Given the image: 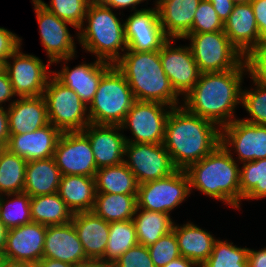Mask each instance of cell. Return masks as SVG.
<instances>
[{
    "label": "cell",
    "mask_w": 266,
    "mask_h": 267,
    "mask_svg": "<svg viewBox=\"0 0 266 267\" xmlns=\"http://www.w3.org/2000/svg\"><path fill=\"white\" fill-rule=\"evenodd\" d=\"M246 74H249L247 60L236 69L201 73L199 81L181 100V105L221 129L236 119L234 113L236 107L241 105V87Z\"/></svg>",
    "instance_id": "1"
},
{
    "label": "cell",
    "mask_w": 266,
    "mask_h": 267,
    "mask_svg": "<svg viewBox=\"0 0 266 267\" xmlns=\"http://www.w3.org/2000/svg\"><path fill=\"white\" fill-rule=\"evenodd\" d=\"M221 143V129L213 122L187 111L172 108L165 125L164 147L177 169L185 170Z\"/></svg>",
    "instance_id": "2"
},
{
    "label": "cell",
    "mask_w": 266,
    "mask_h": 267,
    "mask_svg": "<svg viewBox=\"0 0 266 267\" xmlns=\"http://www.w3.org/2000/svg\"><path fill=\"white\" fill-rule=\"evenodd\" d=\"M233 152L221 143L206 157L185 169L189 178L190 192L197 189L206 196L223 201L226 206L241 209L240 167Z\"/></svg>",
    "instance_id": "3"
},
{
    "label": "cell",
    "mask_w": 266,
    "mask_h": 267,
    "mask_svg": "<svg viewBox=\"0 0 266 267\" xmlns=\"http://www.w3.org/2000/svg\"><path fill=\"white\" fill-rule=\"evenodd\" d=\"M114 65L124 75L135 100L181 106L180 96L162 68L159 51L126 50Z\"/></svg>",
    "instance_id": "4"
},
{
    "label": "cell",
    "mask_w": 266,
    "mask_h": 267,
    "mask_svg": "<svg viewBox=\"0 0 266 267\" xmlns=\"http://www.w3.org/2000/svg\"><path fill=\"white\" fill-rule=\"evenodd\" d=\"M120 20L112 8L92 0L82 26L75 33L76 39L95 59L114 65L127 50L124 20Z\"/></svg>",
    "instance_id": "5"
},
{
    "label": "cell",
    "mask_w": 266,
    "mask_h": 267,
    "mask_svg": "<svg viewBox=\"0 0 266 267\" xmlns=\"http://www.w3.org/2000/svg\"><path fill=\"white\" fill-rule=\"evenodd\" d=\"M135 99L124 75L113 65L101 78L88 106L90 123L120 126Z\"/></svg>",
    "instance_id": "6"
},
{
    "label": "cell",
    "mask_w": 266,
    "mask_h": 267,
    "mask_svg": "<svg viewBox=\"0 0 266 267\" xmlns=\"http://www.w3.org/2000/svg\"><path fill=\"white\" fill-rule=\"evenodd\" d=\"M190 50L201 73L224 72L239 67L246 58L224 31L187 34Z\"/></svg>",
    "instance_id": "7"
},
{
    "label": "cell",
    "mask_w": 266,
    "mask_h": 267,
    "mask_svg": "<svg viewBox=\"0 0 266 267\" xmlns=\"http://www.w3.org/2000/svg\"><path fill=\"white\" fill-rule=\"evenodd\" d=\"M43 96L49 122L61 132L83 131L90 124L88 106L69 87L50 76Z\"/></svg>",
    "instance_id": "8"
},
{
    "label": "cell",
    "mask_w": 266,
    "mask_h": 267,
    "mask_svg": "<svg viewBox=\"0 0 266 267\" xmlns=\"http://www.w3.org/2000/svg\"><path fill=\"white\" fill-rule=\"evenodd\" d=\"M190 194L185 170L177 169L167 177L139 184L137 207L170 215Z\"/></svg>",
    "instance_id": "9"
},
{
    "label": "cell",
    "mask_w": 266,
    "mask_h": 267,
    "mask_svg": "<svg viewBox=\"0 0 266 267\" xmlns=\"http://www.w3.org/2000/svg\"><path fill=\"white\" fill-rule=\"evenodd\" d=\"M173 107L159 103L135 100L128 111L121 129L131 130L132 138L125 136L126 142H164L166 120Z\"/></svg>",
    "instance_id": "10"
},
{
    "label": "cell",
    "mask_w": 266,
    "mask_h": 267,
    "mask_svg": "<svg viewBox=\"0 0 266 267\" xmlns=\"http://www.w3.org/2000/svg\"><path fill=\"white\" fill-rule=\"evenodd\" d=\"M21 49L20 46L5 62L13 92L18 98L42 96L52 75V70H48L52 63L44 64L40 58L25 54Z\"/></svg>",
    "instance_id": "11"
},
{
    "label": "cell",
    "mask_w": 266,
    "mask_h": 267,
    "mask_svg": "<svg viewBox=\"0 0 266 267\" xmlns=\"http://www.w3.org/2000/svg\"><path fill=\"white\" fill-rule=\"evenodd\" d=\"M124 163L135 175L138 184L167 177L177 170L163 143L126 142Z\"/></svg>",
    "instance_id": "12"
},
{
    "label": "cell",
    "mask_w": 266,
    "mask_h": 267,
    "mask_svg": "<svg viewBox=\"0 0 266 267\" xmlns=\"http://www.w3.org/2000/svg\"><path fill=\"white\" fill-rule=\"evenodd\" d=\"M53 158L63 175L95 177L97 166L89 138L82 131L62 132Z\"/></svg>",
    "instance_id": "13"
},
{
    "label": "cell",
    "mask_w": 266,
    "mask_h": 267,
    "mask_svg": "<svg viewBox=\"0 0 266 267\" xmlns=\"http://www.w3.org/2000/svg\"><path fill=\"white\" fill-rule=\"evenodd\" d=\"M221 145L236 152L239 164L266 158V125L235 119L221 128ZM238 158V160H237Z\"/></svg>",
    "instance_id": "14"
},
{
    "label": "cell",
    "mask_w": 266,
    "mask_h": 267,
    "mask_svg": "<svg viewBox=\"0 0 266 267\" xmlns=\"http://www.w3.org/2000/svg\"><path fill=\"white\" fill-rule=\"evenodd\" d=\"M34 12L39 25L41 44L47 52L48 62L76 57V43L68 30L71 23L61 20L47 10L38 0H32Z\"/></svg>",
    "instance_id": "15"
},
{
    "label": "cell",
    "mask_w": 266,
    "mask_h": 267,
    "mask_svg": "<svg viewBox=\"0 0 266 267\" xmlns=\"http://www.w3.org/2000/svg\"><path fill=\"white\" fill-rule=\"evenodd\" d=\"M169 38L159 51L162 68L175 92L184 98L199 81L201 72L189 46H173Z\"/></svg>",
    "instance_id": "16"
},
{
    "label": "cell",
    "mask_w": 266,
    "mask_h": 267,
    "mask_svg": "<svg viewBox=\"0 0 266 267\" xmlns=\"http://www.w3.org/2000/svg\"><path fill=\"white\" fill-rule=\"evenodd\" d=\"M155 8H141L134 11L124 21L127 50L131 51H160L169 39L161 27L158 10Z\"/></svg>",
    "instance_id": "17"
},
{
    "label": "cell",
    "mask_w": 266,
    "mask_h": 267,
    "mask_svg": "<svg viewBox=\"0 0 266 267\" xmlns=\"http://www.w3.org/2000/svg\"><path fill=\"white\" fill-rule=\"evenodd\" d=\"M74 57L59 59L52 64L63 62L62 69L52 71V75L63 85L72 89L80 99L89 106L98 89L102 76L113 66L111 63L94 59V62H83L73 68L67 62ZM65 63V64H64Z\"/></svg>",
    "instance_id": "18"
},
{
    "label": "cell",
    "mask_w": 266,
    "mask_h": 267,
    "mask_svg": "<svg viewBox=\"0 0 266 267\" xmlns=\"http://www.w3.org/2000/svg\"><path fill=\"white\" fill-rule=\"evenodd\" d=\"M46 232L47 226L35 222L9 229L4 259L35 264L43 257Z\"/></svg>",
    "instance_id": "19"
},
{
    "label": "cell",
    "mask_w": 266,
    "mask_h": 267,
    "mask_svg": "<svg viewBox=\"0 0 266 267\" xmlns=\"http://www.w3.org/2000/svg\"><path fill=\"white\" fill-rule=\"evenodd\" d=\"M82 132L90 140L97 169L124 162L126 138L121 126L90 123Z\"/></svg>",
    "instance_id": "20"
},
{
    "label": "cell",
    "mask_w": 266,
    "mask_h": 267,
    "mask_svg": "<svg viewBox=\"0 0 266 267\" xmlns=\"http://www.w3.org/2000/svg\"><path fill=\"white\" fill-rule=\"evenodd\" d=\"M223 31L245 58L263 41L260 38L250 2L235 4L232 13L224 23Z\"/></svg>",
    "instance_id": "21"
},
{
    "label": "cell",
    "mask_w": 266,
    "mask_h": 267,
    "mask_svg": "<svg viewBox=\"0 0 266 267\" xmlns=\"http://www.w3.org/2000/svg\"><path fill=\"white\" fill-rule=\"evenodd\" d=\"M62 132L51 123L24 134L10 135L6 148L27 162L53 157Z\"/></svg>",
    "instance_id": "22"
},
{
    "label": "cell",
    "mask_w": 266,
    "mask_h": 267,
    "mask_svg": "<svg viewBox=\"0 0 266 267\" xmlns=\"http://www.w3.org/2000/svg\"><path fill=\"white\" fill-rule=\"evenodd\" d=\"M75 265L88 259L73 223L47 226L43 257Z\"/></svg>",
    "instance_id": "23"
},
{
    "label": "cell",
    "mask_w": 266,
    "mask_h": 267,
    "mask_svg": "<svg viewBox=\"0 0 266 267\" xmlns=\"http://www.w3.org/2000/svg\"><path fill=\"white\" fill-rule=\"evenodd\" d=\"M201 0H155L158 17L165 35L183 39L192 29Z\"/></svg>",
    "instance_id": "24"
},
{
    "label": "cell",
    "mask_w": 266,
    "mask_h": 267,
    "mask_svg": "<svg viewBox=\"0 0 266 267\" xmlns=\"http://www.w3.org/2000/svg\"><path fill=\"white\" fill-rule=\"evenodd\" d=\"M10 135L36 131L49 122L44 96L19 97L7 108Z\"/></svg>",
    "instance_id": "25"
},
{
    "label": "cell",
    "mask_w": 266,
    "mask_h": 267,
    "mask_svg": "<svg viewBox=\"0 0 266 267\" xmlns=\"http://www.w3.org/2000/svg\"><path fill=\"white\" fill-rule=\"evenodd\" d=\"M71 222L86 257L102 259L109 239V223L92 211L74 213Z\"/></svg>",
    "instance_id": "26"
},
{
    "label": "cell",
    "mask_w": 266,
    "mask_h": 267,
    "mask_svg": "<svg viewBox=\"0 0 266 267\" xmlns=\"http://www.w3.org/2000/svg\"><path fill=\"white\" fill-rule=\"evenodd\" d=\"M173 230L181 256L194 261L200 267L212 253L217 238L189 221L180 226L174 222Z\"/></svg>",
    "instance_id": "27"
},
{
    "label": "cell",
    "mask_w": 266,
    "mask_h": 267,
    "mask_svg": "<svg viewBox=\"0 0 266 267\" xmlns=\"http://www.w3.org/2000/svg\"><path fill=\"white\" fill-rule=\"evenodd\" d=\"M61 177L53 157L28 161L23 192L31 197L57 193Z\"/></svg>",
    "instance_id": "28"
},
{
    "label": "cell",
    "mask_w": 266,
    "mask_h": 267,
    "mask_svg": "<svg viewBox=\"0 0 266 267\" xmlns=\"http://www.w3.org/2000/svg\"><path fill=\"white\" fill-rule=\"evenodd\" d=\"M57 193L73 214L91 212L96 197L95 177L63 175Z\"/></svg>",
    "instance_id": "29"
},
{
    "label": "cell",
    "mask_w": 266,
    "mask_h": 267,
    "mask_svg": "<svg viewBox=\"0 0 266 267\" xmlns=\"http://www.w3.org/2000/svg\"><path fill=\"white\" fill-rule=\"evenodd\" d=\"M137 195L96 193L92 212L108 223L131 220L137 208Z\"/></svg>",
    "instance_id": "30"
},
{
    "label": "cell",
    "mask_w": 266,
    "mask_h": 267,
    "mask_svg": "<svg viewBox=\"0 0 266 267\" xmlns=\"http://www.w3.org/2000/svg\"><path fill=\"white\" fill-rule=\"evenodd\" d=\"M30 206L32 222L54 226L72 221L73 213L58 193L31 197Z\"/></svg>",
    "instance_id": "31"
},
{
    "label": "cell",
    "mask_w": 266,
    "mask_h": 267,
    "mask_svg": "<svg viewBox=\"0 0 266 267\" xmlns=\"http://www.w3.org/2000/svg\"><path fill=\"white\" fill-rule=\"evenodd\" d=\"M96 193L138 194V182L127 165L102 167L95 175Z\"/></svg>",
    "instance_id": "32"
},
{
    "label": "cell",
    "mask_w": 266,
    "mask_h": 267,
    "mask_svg": "<svg viewBox=\"0 0 266 267\" xmlns=\"http://www.w3.org/2000/svg\"><path fill=\"white\" fill-rule=\"evenodd\" d=\"M138 244L149 247L159 238L173 230L174 221L170 215L136 208L132 218Z\"/></svg>",
    "instance_id": "33"
},
{
    "label": "cell",
    "mask_w": 266,
    "mask_h": 267,
    "mask_svg": "<svg viewBox=\"0 0 266 267\" xmlns=\"http://www.w3.org/2000/svg\"><path fill=\"white\" fill-rule=\"evenodd\" d=\"M240 166L241 200L266 198V158L242 163Z\"/></svg>",
    "instance_id": "34"
},
{
    "label": "cell",
    "mask_w": 266,
    "mask_h": 267,
    "mask_svg": "<svg viewBox=\"0 0 266 267\" xmlns=\"http://www.w3.org/2000/svg\"><path fill=\"white\" fill-rule=\"evenodd\" d=\"M137 244V233L132 219L109 223V239L102 260L111 266L122 254Z\"/></svg>",
    "instance_id": "35"
},
{
    "label": "cell",
    "mask_w": 266,
    "mask_h": 267,
    "mask_svg": "<svg viewBox=\"0 0 266 267\" xmlns=\"http://www.w3.org/2000/svg\"><path fill=\"white\" fill-rule=\"evenodd\" d=\"M27 161L7 148L0 154V195L22 193Z\"/></svg>",
    "instance_id": "36"
},
{
    "label": "cell",
    "mask_w": 266,
    "mask_h": 267,
    "mask_svg": "<svg viewBox=\"0 0 266 267\" xmlns=\"http://www.w3.org/2000/svg\"><path fill=\"white\" fill-rule=\"evenodd\" d=\"M30 200L24 192L0 195V219L8 230L32 222Z\"/></svg>",
    "instance_id": "37"
},
{
    "label": "cell",
    "mask_w": 266,
    "mask_h": 267,
    "mask_svg": "<svg viewBox=\"0 0 266 267\" xmlns=\"http://www.w3.org/2000/svg\"><path fill=\"white\" fill-rule=\"evenodd\" d=\"M247 247H237L233 242L217 239L212 253L200 267H248Z\"/></svg>",
    "instance_id": "38"
},
{
    "label": "cell",
    "mask_w": 266,
    "mask_h": 267,
    "mask_svg": "<svg viewBox=\"0 0 266 267\" xmlns=\"http://www.w3.org/2000/svg\"><path fill=\"white\" fill-rule=\"evenodd\" d=\"M248 77L252 79L254 88L242 89L241 105L249 113L250 118H242V120L252 124L266 125V85L258 82L249 74Z\"/></svg>",
    "instance_id": "39"
},
{
    "label": "cell",
    "mask_w": 266,
    "mask_h": 267,
    "mask_svg": "<svg viewBox=\"0 0 266 267\" xmlns=\"http://www.w3.org/2000/svg\"><path fill=\"white\" fill-rule=\"evenodd\" d=\"M38 1L58 18L71 23L78 30L84 22L87 8L92 0H51L50 5L43 0Z\"/></svg>",
    "instance_id": "40"
},
{
    "label": "cell",
    "mask_w": 266,
    "mask_h": 267,
    "mask_svg": "<svg viewBox=\"0 0 266 267\" xmlns=\"http://www.w3.org/2000/svg\"><path fill=\"white\" fill-rule=\"evenodd\" d=\"M148 250L155 267H164L181 256L174 230L159 238Z\"/></svg>",
    "instance_id": "41"
},
{
    "label": "cell",
    "mask_w": 266,
    "mask_h": 267,
    "mask_svg": "<svg viewBox=\"0 0 266 267\" xmlns=\"http://www.w3.org/2000/svg\"><path fill=\"white\" fill-rule=\"evenodd\" d=\"M224 30L221 21L213 5L208 0H201L196 10L192 29L188 34L209 33Z\"/></svg>",
    "instance_id": "42"
},
{
    "label": "cell",
    "mask_w": 266,
    "mask_h": 267,
    "mask_svg": "<svg viewBox=\"0 0 266 267\" xmlns=\"http://www.w3.org/2000/svg\"><path fill=\"white\" fill-rule=\"evenodd\" d=\"M111 267H155L148 247L137 244L122 254Z\"/></svg>",
    "instance_id": "43"
},
{
    "label": "cell",
    "mask_w": 266,
    "mask_h": 267,
    "mask_svg": "<svg viewBox=\"0 0 266 267\" xmlns=\"http://www.w3.org/2000/svg\"><path fill=\"white\" fill-rule=\"evenodd\" d=\"M246 60L249 66V75L266 85V40H263Z\"/></svg>",
    "instance_id": "44"
},
{
    "label": "cell",
    "mask_w": 266,
    "mask_h": 267,
    "mask_svg": "<svg viewBox=\"0 0 266 267\" xmlns=\"http://www.w3.org/2000/svg\"><path fill=\"white\" fill-rule=\"evenodd\" d=\"M22 46V38L17 34L0 27V59L4 62Z\"/></svg>",
    "instance_id": "45"
},
{
    "label": "cell",
    "mask_w": 266,
    "mask_h": 267,
    "mask_svg": "<svg viewBox=\"0 0 266 267\" xmlns=\"http://www.w3.org/2000/svg\"><path fill=\"white\" fill-rule=\"evenodd\" d=\"M260 38L266 40V0H251Z\"/></svg>",
    "instance_id": "46"
},
{
    "label": "cell",
    "mask_w": 266,
    "mask_h": 267,
    "mask_svg": "<svg viewBox=\"0 0 266 267\" xmlns=\"http://www.w3.org/2000/svg\"><path fill=\"white\" fill-rule=\"evenodd\" d=\"M15 94L12 89V84L10 82L8 73L6 70L0 72V106H2L3 103L5 104L7 101L9 102L8 107L15 101L11 98H15ZM12 102H11V101Z\"/></svg>",
    "instance_id": "47"
},
{
    "label": "cell",
    "mask_w": 266,
    "mask_h": 267,
    "mask_svg": "<svg viewBox=\"0 0 266 267\" xmlns=\"http://www.w3.org/2000/svg\"><path fill=\"white\" fill-rule=\"evenodd\" d=\"M212 5L217 15L223 23L228 19L232 13L235 3L231 0H208Z\"/></svg>",
    "instance_id": "48"
},
{
    "label": "cell",
    "mask_w": 266,
    "mask_h": 267,
    "mask_svg": "<svg viewBox=\"0 0 266 267\" xmlns=\"http://www.w3.org/2000/svg\"><path fill=\"white\" fill-rule=\"evenodd\" d=\"M101 4L110 7L112 9H127L130 7L131 12L138 11L141 9H137V5L141 4L142 2L149 0H97Z\"/></svg>",
    "instance_id": "49"
},
{
    "label": "cell",
    "mask_w": 266,
    "mask_h": 267,
    "mask_svg": "<svg viewBox=\"0 0 266 267\" xmlns=\"http://www.w3.org/2000/svg\"><path fill=\"white\" fill-rule=\"evenodd\" d=\"M248 267H266V247L260 250L248 249Z\"/></svg>",
    "instance_id": "50"
},
{
    "label": "cell",
    "mask_w": 266,
    "mask_h": 267,
    "mask_svg": "<svg viewBox=\"0 0 266 267\" xmlns=\"http://www.w3.org/2000/svg\"><path fill=\"white\" fill-rule=\"evenodd\" d=\"M10 137L7 106H0V140L7 145Z\"/></svg>",
    "instance_id": "51"
},
{
    "label": "cell",
    "mask_w": 266,
    "mask_h": 267,
    "mask_svg": "<svg viewBox=\"0 0 266 267\" xmlns=\"http://www.w3.org/2000/svg\"><path fill=\"white\" fill-rule=\"evenodd\" d=\"M35 267H73V265L51 258H42L34 264Z\"/></svg>",
    "instance_id": "52"
},
{
    "label": "cell",
    "mask_w": 266,
    "mask_h": 267,
    "mask_svg": "<svg viewBox=\"0 0 266 267\" xmlns=\"http://www.w3.org/2000/svg\"><path fill=\"white\" fill-rule=\"evenodd\" d=\"M164 267H199V266L194 261L185 258L183 256H180L170 261Z\"/></svg>",
    "instance_id": "53"
},
{
    "label": "cell",
    "mask_w": 266,
    "mask_h": 267,
    "mask_svg": "<svg viewBox=\"0 0 266 267\" xmlns=\"http://www.w3.org/2000/svg\"><path fill=\"white\" fill-rule=\"evenodd\" d=\"M73 267H111V266L108 263H105L102 259L88 258L73 265Z\"/></svg>",
    "instance_id": "54"
},
{
    "label": "cell",
    "mask_w": 266,
    "mask_h": 267,
    "mask_svg": "<svg viewBox=\"0 0 266 267\" xmlns=\"http://www.w3.org/2000/svg\"><path fill=\"white\" fill-rule=\"evenodd\" d=\"M8 229L0 219V254H3L6 245V234Z\"/></svg>",
    "instance_id": "55"
},
{
    "label": "cell",
    "mask_w": 266,
    "mask_h": 267,
    "mask_svg": "<svg viewBox=\"0 0 266 267\" xmlns=\"http://www.w3.org/2000/svg\"><path fill=\"white\" fill-rule=\"evenodd\" d=\"M1 267H35L32 263L18 262L4 259Z\"/></svg>",
    "instance_id": "56"
},
{
    "label": "cell",
    "mask_w": 266,
    "mask_h": 267,
    "mask_svg": "<svg viewBox=\"0 0 266 267\" xmlns=\"http://www.w3.org/2000/svg\"><path fill=\"white\" fill-rule=\"evenodd\" d=\"M235 4L249 3L251 0H231Z\"/></svg>",
    "instance_id": "57"
},
{
    "label": "cell",
    "mask_w": 266,
    "mask_h": 267,
    "mask_svg": "<svg viewBox=\"0 0 266 267\" xmlns=\"http://www.w3.org/2000/svg\"><path fill=\"white\" fill-rule=\"evenodd\" d=\"M4 70H5V62L2 59H0V72Z\"/></svg>",
    "instance_id": "58"
},
{
    "label": "cell",
    "mask_w": 266,
    "mask_h": 267,
    "mask_svg": "<svg viewBox=\"0 0 266 267\" xmlns=\"http://www.w3.org/2000/svg\"><path fill=\"white\" fill-rule=\"evenodd\" d=\"M6 149V145L0 140V154Z\"/></svg>",
    "instance_id": "59"
},
{
    "label": "cell",
    "mask_w": 266,
    "mask_h": 267,
    "mask_svg": "<svg viewBox=\"0 0 266 267\" xmlns=\"http://www.w3.org/2000/svg\"><path fill=\"white\" fill-rule=\"evenodd\" d=\"M3 261H4L3 254H0V267H1V266H2V264H3Z\"/></svg>",
    "instance_id": "60"
}]
</instances>
